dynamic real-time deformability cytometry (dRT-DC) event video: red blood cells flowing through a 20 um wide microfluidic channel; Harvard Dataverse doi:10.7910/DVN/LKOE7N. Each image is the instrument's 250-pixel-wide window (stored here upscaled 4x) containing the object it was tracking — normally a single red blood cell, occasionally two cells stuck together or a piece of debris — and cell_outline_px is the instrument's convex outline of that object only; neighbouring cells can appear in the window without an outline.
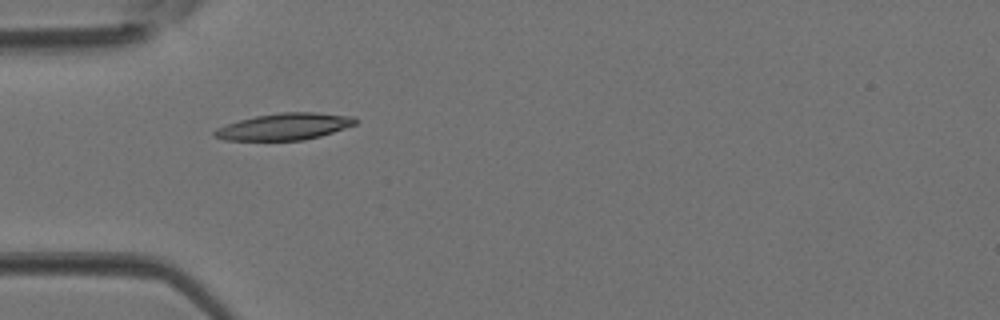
{"species": "Egyptian fruit bat (a non-hibernating species)", "species_latin": "Rousettus aegyptiacus", "temperature_condition": "room temperature", "stored_images_in_passage": 3, "camera_frame_rate_fps": 3000, "um_per_image_px": 0.085, "animal": {"sex": "female"}, "frame": {"image": 1, "passage_image": 3, "time_ms": 0.667, "image_size_px": [1000, 320], "cell_outline_px": [[356, 124], [320, 136], [304, 140], [224, 140], [212, 136], [212, 132], [216, 128], [240, 120], [256, 116], [280, 112], [312, 112], [356, 116]], "centroid_in_image_um": [24.17, 10.76], "position_along_channel_um": 60.8, "area_um2": 21.85}}